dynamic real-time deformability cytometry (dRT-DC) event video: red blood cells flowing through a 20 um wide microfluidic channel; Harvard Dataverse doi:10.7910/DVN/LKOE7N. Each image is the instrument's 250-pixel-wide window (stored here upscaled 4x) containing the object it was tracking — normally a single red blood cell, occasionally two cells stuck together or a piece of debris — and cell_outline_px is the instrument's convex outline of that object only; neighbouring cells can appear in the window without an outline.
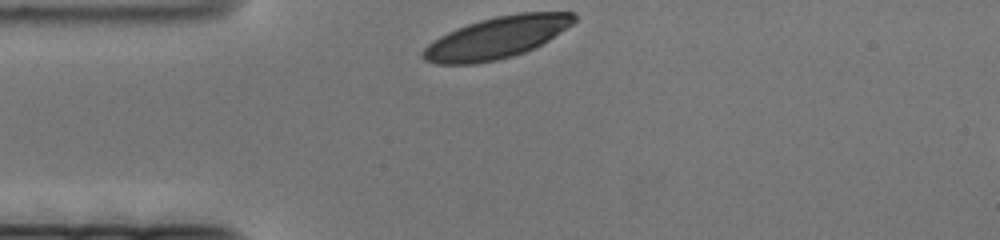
{"species": "human", "species_latin": "Homo sapiens", "temperature_condition": "cold", "stored_images_in_passage": 46, "camera_frame_rate_fps": 3000, "um_per_image_px": 0.085, "donor": {"sex": "female"}, "frame": {"image": 1, "passage_image": 1, "time_ms": 0.0, "image_size_px": [1000, 240], "cell_outline_px": [[576, 20], [572, 24], [536, 48], [512, 56], [496, 60], [476, 64], [436, 64], [424, 60], [420, 56], [420, 52], [428, 44], [440, 36], [456, 28], [480, 20], [496, 16], [520, 12], [572, 12], [576, 16]], "centroid_in_image_um": [42.19, 3.21], "position_along_channel_um": 42.8, "area_um2": 36.7}}
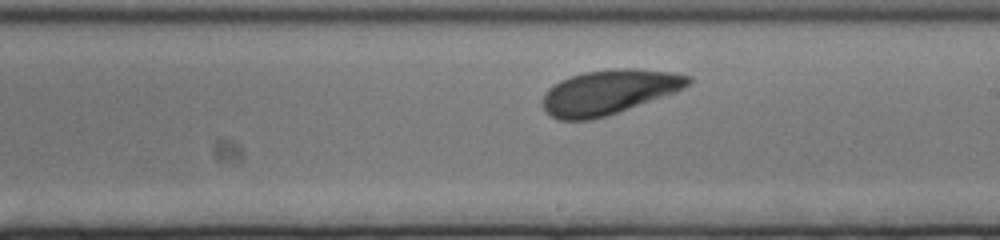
{"frame": {"image": 2, "passage_image": 27, "time_ms": 8.667, "image_size_px": [1000, 240], "cell_outline_px": [[692, 80], [684, 88], [676, 92], [592, 120], [556, 120], [544, 108], [540, 100], [548, 88], [560, 80], [584, 72], [616, 68], [636, 68], [676, 72], [692, 76]], "centroid_in_image_um": [51.75, 7.81], "position_along_channel_um": 237.2, "area_um2": 37.8}}
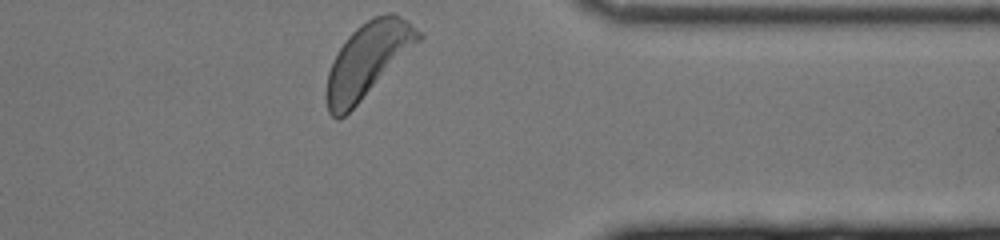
{"frame": {"image": 3, "passage_image": 46, "time_ms": 15.0, "image_size_px": [1000, 240], "cell_outline_px": [[424, 36], [344, 116], [336, 120], [328, 112], [328, 72], [340, 48], [348, 36], [360, 24], [376, 16], [388, 12], [392, 12], [408, 20]], "centroid_in_image_um": [31.27, 5.04], "position_along_channel_um": 380.1, "area_um2": 38.26}}